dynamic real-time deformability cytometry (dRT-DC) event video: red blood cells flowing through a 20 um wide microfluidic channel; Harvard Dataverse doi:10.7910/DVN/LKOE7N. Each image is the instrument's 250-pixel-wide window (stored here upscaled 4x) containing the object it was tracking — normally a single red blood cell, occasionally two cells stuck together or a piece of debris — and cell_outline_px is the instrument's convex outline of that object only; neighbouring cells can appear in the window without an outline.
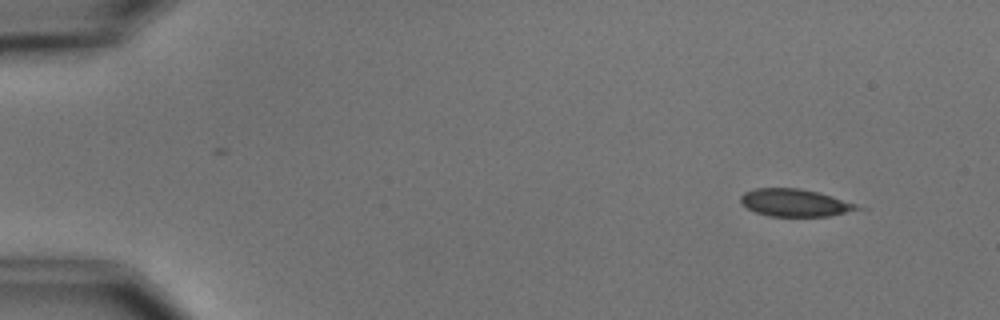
{"species": "common noctule bat (a hibernating species)", "species_latin": "Nyctalus noctula", "temperature_condition": "cold", "stored_images_in_passage": 4, "camera_frame_rate_fps": 3000, "um_per_image_px": 0.085, "animal": {"sex": "male", "body_mass_g": 15.6}, "frame": {"image": 1, "passage_image": 1, "time_ms": 0.0, "image_size_px": [1000, 320], "cell_outline_px": [[868, 208], [828, 216], [768, 216], [756, 212], [748, 208], [740, 200], [740, 196], [744, 192], [756, 188], [800, 188], [832, 196]], "centroid_in_image_um": [67.59, 17.23], "position_along_channel_um": 17.4, "area_um2": 18.61}}